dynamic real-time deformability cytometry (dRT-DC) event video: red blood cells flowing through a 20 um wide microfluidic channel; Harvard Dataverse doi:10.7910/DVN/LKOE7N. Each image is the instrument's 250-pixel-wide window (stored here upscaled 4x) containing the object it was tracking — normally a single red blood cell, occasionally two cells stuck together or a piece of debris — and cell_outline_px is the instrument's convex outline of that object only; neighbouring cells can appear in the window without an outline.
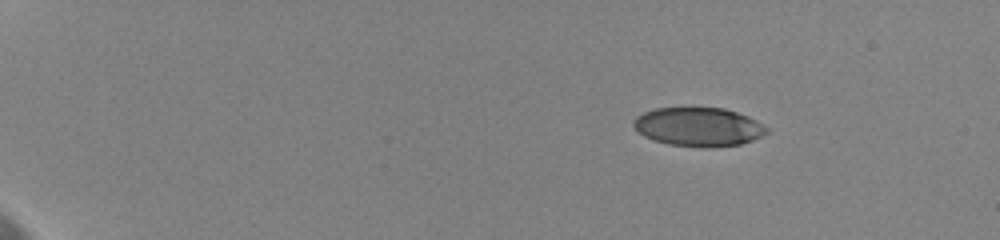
{"species": "human", "species_latin": "Homo sapiens", "temperature_condition": "cold", "stored_images_in_passage": 47, "camera_frame_rate_fps": 3000, "um_per_image_px": 0.085, "donor": {"sex": "female"}, "frame": {"image": 1, "passage_image": 1, "time_ms": 0.0, "image_size_px": [1000, 240], "cell_outline_px": [[768, 132], [752, 140], [740, 144], [708, 148], [704, 148], [668, 144], [652, 140], [644, 136], [632, 124], [632, 120], [636, 116], [644, 112], [656, 108], [724, 108], [748, 116], [756, 120], [768, 128]], "centroid_in_image_um": [59.36, 10.79], "position_along_channel_um": 25.6, "area_um2": 30.11}}
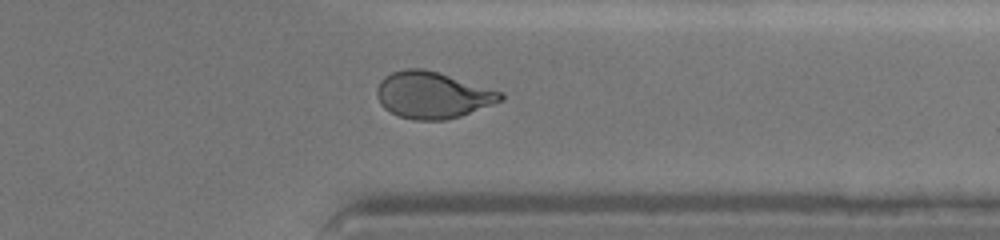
{"frame": {"image": 2, "passage_image": 36, "time_ms": 13.333, "image_size_px": [1000, 240], "cell_outline_px": [[504, 100], [460, 116], [444, 120], [412, 120], [400, 116], [384, 108], [380, 104], [376, 96], [376, 88], [380, 80], [384, 76], [392, 72], [404, 68], [424, 68], [504, 92]], "centroid_in_image_um": [36.75, 8.07], "position_along_channel_um": 374.7, "area_um2": 33.76}}
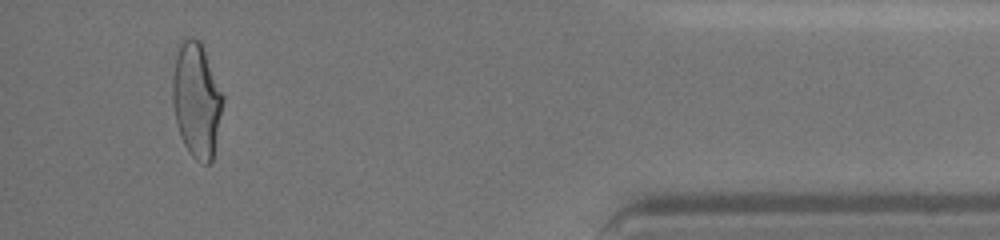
{"frame": {"image": 3, "passage_image": 44, "time_ms": 15.667, "image_size_px": [1000, 240], "cell_outline_px": [[224, 100], [212, 160], [208, 164], [204, 164], [196, 160], [188, 152], [180, 136], [172, 104], [172, 52], [176, 44], [184, 36], [192, 36], [200, 40], [224, 96]], "centroid_in_image_um": [16.65, 8.39], "position_along_channel_um": 418.5, "area_um2": 34.56}, "authors_computed_cell_mechanics": {"area_um2": 33.0616, "velocity_mm_per_s": 3.5795, "shape_relaxation_time_tau1_ms": 4.7175, "shape_relaxation_time_tau2_ms": 1.5969, "deformation_change_tau1": 0.1638, "deformation_change_tau2": 0.063}}